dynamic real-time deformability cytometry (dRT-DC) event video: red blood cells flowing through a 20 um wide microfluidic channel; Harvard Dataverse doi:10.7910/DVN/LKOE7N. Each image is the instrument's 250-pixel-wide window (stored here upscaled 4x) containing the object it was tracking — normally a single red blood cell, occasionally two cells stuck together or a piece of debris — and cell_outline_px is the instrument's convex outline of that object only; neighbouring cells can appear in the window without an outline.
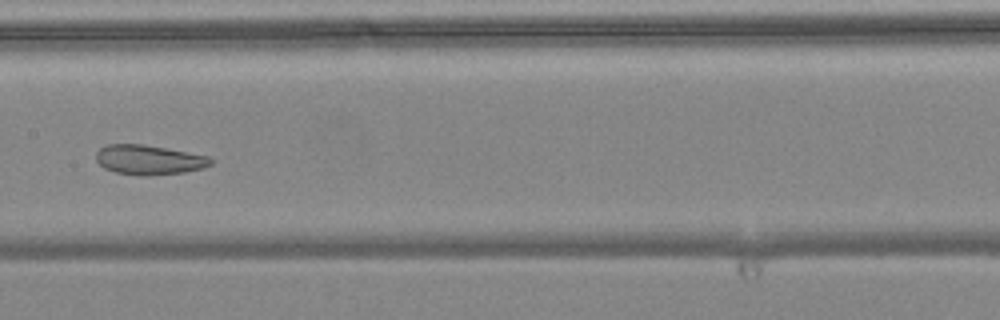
{"species": "common noctule bat (a hibernating species)", "species_latin": "Nyctalus noctula", "temperature_condition": "warm", "stored_images_in_passage": 7, "camera_frame_rate_fps": 3000, "um_per_image_px": 0.085, "animal": {"sex": "female", "body_mass_g": 24.6, "forearm_length_mm": 56.2}, "frame": {"image": 1, "passage_image": 7, "time_ms": 2.0, "image_size_px": [1000, 320], "cell_outline_px": [[212, 164], [204, 168], [184, 172], [148, 176], [144, 176], [116, 172], [104, 168], [96, 160], [96, 152], [100, 148], [108, 144], [144, 144], [208, 156], [212, 160]], "centroid_in_image_um": [12.65, 13.58], "position_along_channel_um": 194.7, "area_um2": 19.77}}